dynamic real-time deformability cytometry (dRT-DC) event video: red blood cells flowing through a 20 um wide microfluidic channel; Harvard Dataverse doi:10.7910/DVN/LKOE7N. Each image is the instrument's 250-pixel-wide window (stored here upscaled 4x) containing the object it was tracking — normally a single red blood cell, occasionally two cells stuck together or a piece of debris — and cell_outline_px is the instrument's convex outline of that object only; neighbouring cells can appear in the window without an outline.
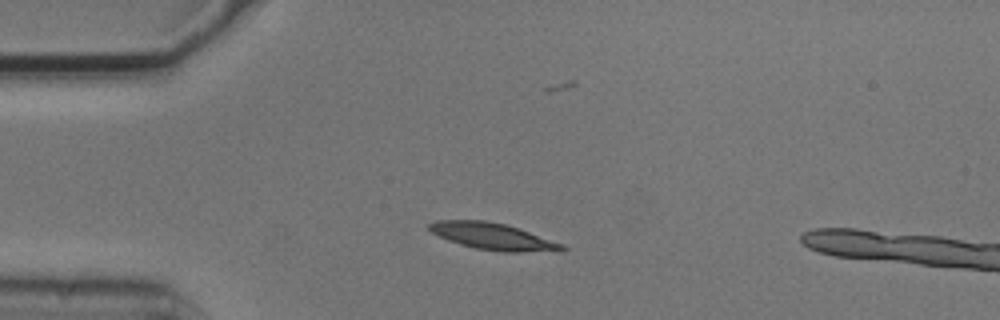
{"species": "common noctule bat (a hibernating species)", "species_latin": "Nyctalus noctula", "temperature_condition": "cold", "stored_images_in_passage": 12, "camera_frame_rate_fps": 3000, "um_per_image_px": 0.085, "animal": {"sex": "male", "body_mass_g": 20.5, "forearm_length_mm": 52.5}, "frame": {"image": 1, "passage_image": 1, "time_ms": 0.0, "image_size_px": [1000, 320], "cell_outline_px": [[568, 248], [560, 252], [504, 252], [476, 248], [460, 244], [448, 240], [432, 232], [428, 228], [428, 224], [436, 220], [484, 220], [504, 224], [564, 244]], "centroid_in_image_um": [41.93, 20.11], "position_along_channel_um": 43.1, "area_um2": 20.58}}
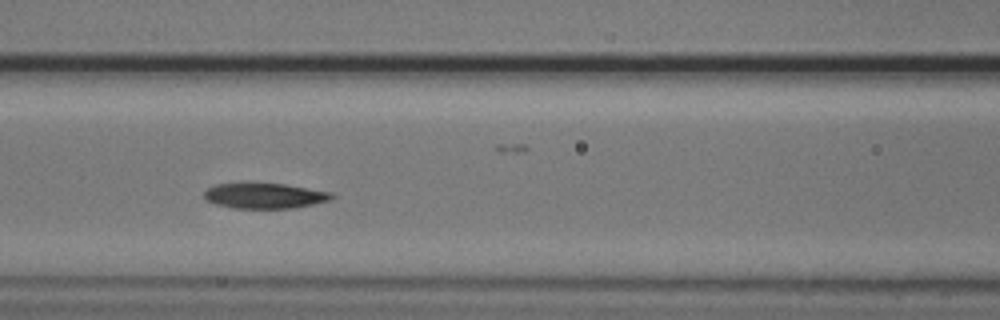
{"frame": {"image": 2, "passage_image": 4, "time_ms": 1.0, "image_size_px": [1000, 320], "cell_outline_px": [[336, 196], [328, 200], [312, 204], [292, 208], [232, 208], [216, 204], [208, 200], [204, 196], [204, 192], [208, 188], [216, 184], [284, 184], [332, 192]], "centroid_in_image_um": [22.51, 16.65], "position_along_channel_um": 144.1, "area_um2": 18.5}}
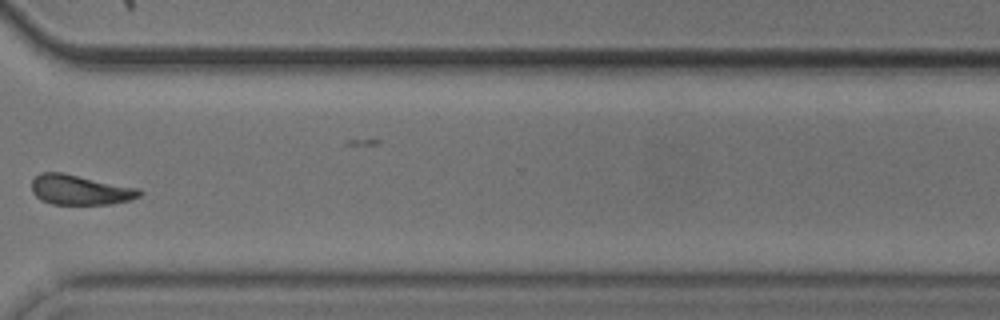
{"frame": {"image": 3, "passage_image": 9, "time_ms": 2.667, "image_size_px": [1000, 320], "cell_outline_px": [[144, 192], [140, 196], [128, 200], [108, 204], [52, 204], [40, 200], [32, 192], [32, 180], [40, 172], [60, 172], [140, 188]], "centroid_in_image_um": [6.8, 16.13], "position_along_channel_um": 363.8, "area_um2": 18.79}}